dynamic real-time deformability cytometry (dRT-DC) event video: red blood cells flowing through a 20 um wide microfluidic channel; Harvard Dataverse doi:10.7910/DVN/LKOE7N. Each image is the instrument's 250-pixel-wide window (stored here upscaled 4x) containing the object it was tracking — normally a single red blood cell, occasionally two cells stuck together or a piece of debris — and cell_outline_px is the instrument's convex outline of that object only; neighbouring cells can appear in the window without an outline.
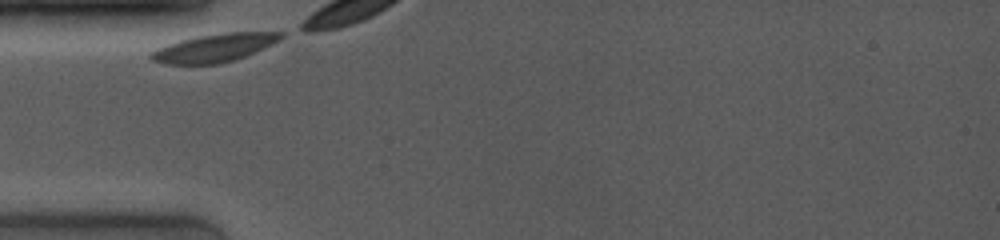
{"species": "common noctule bat (a hibernating species)", "species_latin": "Nyctalus noctula", "temperature_condition": "room temperature", "stored_images_in_passage": 4, "camera_frame_rate_fps": 4000, "um_per_image_px": 0.085, "animal": {"sex": "female", "body_mass_g": 19.0, "forearm_length_mm": 53.3}, "frame": {"image": 1, "passage_image": 1, "time_ms": 0.0, "image_size_px": [1000, 240], "cell_outline_px": [[284, 36], [272, 44], [244, 56], [232, 60], [216, 64], [164, 64], [152, 60], [148, 56], [152, 52], [168, 44], [180, 40], [200, 36], [224, 32], [284, 32]], "centroid_in_image_um": [18.21, 4.06], "position_along_channel_um": 66.8, "area_um2": 20.87}}